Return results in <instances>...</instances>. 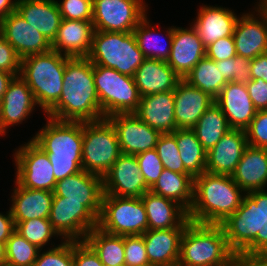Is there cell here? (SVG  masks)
Listing matches in <instances>:
<instances>
[{
    "label": "cell",
    "instance_id": "ba28073f",
    "mask_svg": "<svg viewBox=\"0 0 267 266\" xmlns=\"http://www.w3.org/2000/svg\"><path fill=\"white\" fill-rule=\"evenodd\" d=\"M121 154L115 128L107 118L83 122L84 171L103 177Z\"/></svg>",
    "mask_w": 267,
    "mask_h": 266
},
{
    "label": "cell",
    "instance_id": "ac0fdd59",
    "mask_svg": "<svg viewBox=\"0 0 267 266\" xmlns=\"http://www.w3.org/2000/svg\"><path fill=\"white\" fill-rule=\"evenodd\" d=\"M0 34L14 48L21 60L52 49L48 39L28 24L17 11L10 13L0 22Z\"/></svg>",
    "mask_w": 267,
    "mask_h": 266
},
{
    "label": "cell",
    "instance_id": "e0dca14e",
    "mask_svg": "<svg viewBox=\"0 0 267 266\" xmlns=\"http://www.w3.org/2000/svg\"><path fill=\"white\" fill-rule=\"evenodd\" d=\"M53 195L62 196L64 200L83 201V205L99 219L103 196L102 176L82 170L58 180Z\"/></svg>",
    "mask_w": 267,
    "mask_h": 266
},
{
    "label": "cell",
    "instance_id": "277c9868",
    "mask_svg": "<svg viewBox=\"0 0 267 266\" xmlns=\"http://www.w3.org/2000/svg\"><path fill=\"white\" fill-rule=\"evenodd\" d=\"M31 139L47 153L56 181L83 170V122L47 117L45 125Z\"/></svg>",
    "mask_w": 267,
    "mask_h": 266
},
{
    "label": "cell",
    "instance_id": "db71d44e",
    "mask_svg": "<svg viewBox=\"0 0 267 266\" xmlns=\"http://www.w3.org/2000/svg\"><path fill=\"white\" fill-rule=\"evenodd\" d=\"M251 78L263 79L267 82V53L251 59Z\"/></svg>",
    "mask_w": 267,
    "mask_h": 266
},
{
    "label": "cell",
    "instance_id": "6da1fadb",
    "mask_svg": "<svg viewBox=\"0 0 267 266\" xmlns=\"http://www.w3.org/2000/svg\"><path fill=\"white\" fill-rule=\"evenodd\" d=\"M266 217L231 175L203 172L194 177L190 221L228 225L248 238Z\"/></svg>",
    "mask_w": 267,
    "mask_h": 266
},
{
    "label": "cell",
    "instance_id": "11a10c76",
    "mask_svg": "<svg viewBox=\"0 0 267 266\" xmlns=\"http://www.w3.org/2000/svg\"><path fill=\"white\" fill-rule=\"evenodd\" d=\"M15 231V223L9 209L6 214L0 212V242L6 243Z\"/></svg>",
    "mask_w": 267,
    "mask_h": 266
},
{
    "label": "cell",
    "instance_id": "94428289",
    "mask_svg": "<svg viewBox=\"0 0 267 266\" xmlns=\"http://www.w3.org/2000/svg\"><path fill=\"white\" fill-rule=\"evenodd\" d=\"M258 4H256V6L259 8V9H262L266 14H267V1H259L257 2Z\"/></svg>",
    "mask_w": 267,
    "mask_h": 266
},
{
    "label": "cell",
    "instance_id": "f35d334b",
    "mask_svg": "<svg viewBox=\"0 0 267 266\" xmlns=\"http://www.w3.org/2000/svg\"><path fill=\"white\" fill-rule=\"evenodd\" d=\"M15 231L39 249H43L47 244H50L51 238L59 237L49 219L43 218L15 223Z\"/></svg>",
    "mask_w": 267,
    "mask_h": 266
},
{
    "label": "cell",
    "instance_id": "be15d7a7",
    "mask_svg": "<svg viewBox=\"0 0 267 266\" xmlns=\"http://www.w3.org/2000/svg\"><path fill=\"white\" fill-rule=\"evenodd\" d=\"M5 134H6V133L4 132V130L2 129V126H1V124H0V135H1V136H2V135L5 136Z\"/></svg>",
    "mask_w": 267,
    "mask_h": 266
},
{
    "label": "cell",
    "instance_id": "60d3db41",
    "mask_svg": "<svg viewBox=\"0 0 267 266\" xmlns=\"http://www.w3.org/2000/svg\"><path fill=\"white\" fill-rule=\"evenodd\" d=\"M51 245L52 248L46 251L39 250L34 266H73V240H61L57 246Z\"/></svg>",
    "mask_w": 267,
    "mask_h": 266
},
{
    "label": "cell",
    "instance_id": "e575fe53",
    "mask_svg": "<svg viewBox=\"0 0 267 266\" xmlns=\"http://www.w3.org/2000/svg\"><path fill=\"white\" fill-rule=\"evenodd\" d=\"M198 141L208 151L214 147L220 139L231 130L227 118L214 102L199 118L192 128Z\"/></svg>",
    "mask_w": 267,
    "mask_h": 266
},
{
    "label": "cell",
    "instance_id": "f6af8a7d",
    "mask_svg": "<svg viewBox=\"0 0 267 266\" xmlns=\"http://www.w3.org/2000/svg\"><path fill=\"white\" fill-rule=\"evenodd\" d=\"M62 19L92 21L93 0L57 1Z\"/></svg>",
    "mask_w": 267,
    "mask_h": 266
},
{
    "label": "cell",
    "instance_id": "836d02e7",
    "mask_svg": "<svg viewBox=\"0 0 267 266\" xmlns=\"http://www.w3.org/2000/svg\"><path fill=\"white\" fill-rule=\"evenodd\" d=\"M84 241L94 250L104 266H125L124 236L93 228Z\"/></svg>",
    "mask_w": 267,
    "mask_h": 266
},
{
    "label": "cell",
    "instance_id": "5bb4252c",
    "mask_svg": "<svg viewBox=\"0 0 267 266\" xmlns=\"http://www.w3.org/2000/svg\"><path fill=\"white\" fill-rule=\"evenodd\" d=\"M103 194L141 198L147 187L135 155L121 154L102 177Z\"/></svg>",
    "mask_w": 267,
    "mask_h": 266
},
{
    "label": "cell",
    "instance_id": "4fadbf2b",
    "mask_svg": "<svg viewBox=\"0 0 267 266\" xmlns=\"http://www.w3.org/2000/svg\"><path fill=\"white\" fill-rule=\"evenodd\" d=\"M231 176L267 215V148L248 146Z\"/></svg>",
    "mask_w": 267,
    "mask_h": 266
},
{
    "label": "cell",
    "instance_id": "91938a15",
    "mask_svg": "<svg viewBox=\"0 0 267 266\" xmlns=\"http://www.w3.org/2000/svg\"><path fill=\"white\" fill-rule=\"evenodd\" d=\"M0 266H6V243L0 242Z\"/></svg>",
    "mask_w": 267,
    "mask_h": 266
},
{
    "label": "cell",
    "instance_id": "c3c4849f",
    "mask_svg": "<svg viewBox=\"0 0 267 266\" xmlns=\"http://www.w3.org/2000/svg\"><path fill=\"white\" fill-rule=\"evenodd\" d=\"M236 55L233 36L218 39L206 47V56L214 61H222Z\"/></svg>",
    "mask_w": 267,
    "mask_h": 266
},
{
    "label": "cell",
    "instance_id": "2e32d148",
    "mask_svg": "<svg viewBox=\"0 0 267 266\" xmlns=\"http://www.w3.org/2000/svg\"><path fill=\"white\" fill-rule=\"evenodd\" d=\"M254 7L253 12L238 17L233 32L236 54L249 59L267 53V14Z\"/></svg>",
    "mask_w": 267,
    "mask_h": 266
},
{
    "label": "cell",
    "instance_id": "f907efd6",
    "mask_svg": "<svg viewBox=\"0 0 267 266\" xmlns=\"http://www.w3.org/2000/svg\"><path fill=\"white\" fill-rule=\"evenodd\" d=\"M246 86L255 108L267 110V82L263 79H251Z\"/></svg>",
    "mask_w": 267,
    "mask_h": 266
},
{
    "label": "cell",
    "instance_id": "5b68a950",
    "mask_svg": "<svg viewBox=\"0 0 267 266\" xmlns=\"http://www.w3.org/2000/svg\"><path fill=\"white\" fill-rule=\"evenodd\" d=\"M68 56L51 49L21 60L20 77L26 82L34 98L47 113L59 100L63 88V74Z\"/></svg>",
    "mask_w": 267,
    "mask_h": 266
},
{
    "label": "cell",
    "instance_id": "680465c9",
    "mask_svg": "<svg viewBox=\"0 0 267 266\" xmlns=\"http://www.w3.org/2000/svg\"><path fill=\"white\" fill-rule=\"evenodd\" d=\"M223 266H242V252L240 251L235 257H233Z\"/></svg>",
    "mask_w": 267,
    "mask_h": 266
},
{
    "label": "cell",
    "instance_id": "9f6ffc18",
    "mask_svg": "<svg viewBox=\"0 0 267 266\" xmlns=\"http://www.w3.org/2000/svg\"><path fill=\"white\" fill-rule=\"evenodd\" d=\"M17 0H0V22L10 13L15 12Z\"/></svg>",
    "mask_w": 267,
    "mask_h": 266
},
{
    "label": "cell",
    "instance_id": "484cf974",
    "mask_svg": "<svg viewBox=\"0 0 267 266\" xmlns=\"http://www.w3.org/2000/svg\"><path fill=\"white\" fill-rule=\"evenodd\" d=\"M93 32L92 21L62 19L52 49L70 58L87 57Z\"/></svg>",
    "mask_w": 267,
    "mask_h": 266
},
{
    "label": "cell",
    "instance_id": "4dcf8cb0",
    "mask_svg": "<svg viewBox=\"0 0 267 266\" xmlns=\"http://www.w3.org/2000/svg\"><path fill=\"white\" fill-rule=\"evenodd\" d=\"M148 218V230L178 228L188 212L177 202L147 191L142 197Z\"/></svg>",
    "mask_w": 267,
    "mask_h": 266
},
{
    "label": "cell",
    "instance_id": "f546056e",
    "mask_svg": "<svg viewBox=\"0 0 267 266\" xmlns=\"http://www.w3.org/2000/svg\"><path fill=\"white\" fill-rule=\"evenodd\" d=\"M14 182L16 186L13 188L10 206L14 223L37 218L49 219L53 192L24 188Z\"/></svg>",
    "mask_w": 267,
    "mask_h": 266
},
{
    "label": "cell",
    "instance_id": "7bdbcfd3",
    "mask_svg": "<svg viewBox=\"0 0 267 266\" xmlns=\"http://www.w3.org/2000/svg\"><path fill=\"white\" fill-rule=\"evenodd\" d=\"M141 175L147 187L150 189L158 180L164 169L156 150H148L135 155Z\"/></svg>",
    "mask_w": 267,
    "mask_h": 266
},
{
    "label": "cell",
    "instance_id": "b9f144b4",
    "mask_svg": "<svg viewBox=\"0 0 267 266\" xmlns=\"http://www.w3.org/2000/svg\"><path fill=\"white\" fill-rule=\"evenodd\" d=\"M221 75L227 82L248 83L251 78V59L236 55L235 57L217 61Z\"/></svg>",
    "mask_w": 267,
    "mask_h": 266
},
{
    "label": "cell",
    "instance_id": "f5cc1de1",
    "mask_svg": "<svg viewBox=\"0 0 267 266\" xmlns=\"http://www.w3.org/2000/svg\"><path fill=\"white\" fill-rule=\"evenodd\" d=\"M248 238L267 256V217Z\"/></svg>",
    "mask_w": 267,
    "mask_h": 266
},
{
    "label": "cell",
    "instance_id": "7dc6e473",
    "mask_svg": "<svg viewBox=\"0 0 267 266\" xmlns=\"http://www.w3.org/2000/svg\"><path fill=\"white\" fill-rule=\"evenodd\" d=\"M21 59L14 48L0 34V70L20 75Z\"/></svg>",
    "mask_w": 267,
    "mask_h": 266
},
{
    "label": "cell",
    "instance_id": "7c38bea8",
    "mask_svg": "<svg viewBox=\"0 0 267 266\" xmlns=\"http://www.w3.org/2000/svg\"><path fill=\"white\" fill-rule=\"evenodd\" d=\"M49 221L61 240L84 241L98 226V219L83 205V201L64 200L53 196Z\"/></svg>",
    "mask_w": 267,
    "mask_h": 266
},
{
    "label": "cell",
    "instance_id": "d6a6232c",
    "mask_svg": "<svg viewBox=\"0 0 267 266\" xmlns=\"http://www.w3.org/2000/svg\"><path fill=\"white\" fill-rule=\"evenodd\" d=\"M160 31L150 23L147 15L140 21V23L135 27L133 33L136 37L138 47L140 51L144 54L145 58L157 59L167 62L173 41L174 26H171L165 30L166 34L163 38L160 34H154ZM167 39L168 42L162 44ZM163 41V42H162Z\"/></svg>",
    "mask_w": 267,
    "mask_h": 266
},
{
    "label": "cell",
    "instance_id": "1f68e13d",
    "mask_svg": "<svg viewBox=\"0 0 267 266\" xmlns=\"http://www.w3.org/2000/svg\"><path fill=\"white\" fill-rule=\"evenodd\" d=\"M149 191L177 202L188 212L194 198V177L164 168Z\"/></svg>",
    "mask_w": 267,
    "mask_h": 266
},
{
    "label": "cell",
    "instance_id": "3957f363",
    "mask_svg": "<svg viewBox=\"0 0 267 266\" xmlns=\"http://www.w3.org/2000/svg\"><path fill=\"white\" fill-rule=\"evenodd\" d=\"M58 121L89 122L103 119L96 93L93 64L87 57L66 60L58 102L46 113Z\"/></svg>",
    "mask_w": 267,
    "mask_h": 266
},
{
    "label": "cell",
    "instance_id": "83f0119b",
    "mask_svg": "<svg viewBox=\"0 0 267 266\" xmlns=\"http://www.w3.org/2000/svg\"><path fill=\"white\" fill-rule=\"evenodd\" d=\"M20 16L52 43L62 17L57 0H17Z\"/></svg>",
    "mask_w": 267,
    "mask_h": 266
},
{
    "label": "cell",
    "instance_id": "74e56055",
    "mask_svg": "<svg viewBox=\"0 0 267 266\" xmlns=\"http://www.w3.org/2000/svg\"><path fill=\"white\" fill-rule=\"evenodd\" d=\"M39 250L14 231L6 241V266H34Z\"/></svg>",
    "mask_w": 267,
    "mask_h": 266
},
{
    "label": "cell",
    "instance_id": "ffe728a7",
    "mask_svg": "<svg viewBox=\"0 0 267 266\" xmlns=\"http://www.w3.org/2000/svg\"><path fill=\"white\" fill-rule=\"evenodd\" d=\"M247 147L245 130L231 129L207 151L206 172L232 175Z\"/></svg>",
    "mask_w": 267,
    "mask_h": 266
},
{
    "label": "cell",
    "instance_id": "816d5d0a",
    "mask_svg": "<svg viewBox=\"0 0 267 266\" xmlns=\"http://www.w3.org/2000/svg\"><path fill=\"white\" fill-rule=\"evenodd\" d=\"M240 251L253 266H267V256L249 238L243 240Z\"/></svg>",
    "mask_w": 267,
    "mask_h": 266
},
{
    "label": "cell",
    "instance_id": "7a4b0ae2",
    "mask_svg": "<svg viewBox=\"0 0 267 266\" xmlns=\"http://www.w3.org/2000/svg\"><path fill=\"white\" fill-rule=\"evenodd\" d=\"M246 237L224 224L190 221L180 241L178 266H223L235 257Z\"/></svg>",
    "mask_w": 267,
    "mask_h": 266
},
{
    "label": "cell",
    "instance_id": "8fae6325",
    "mask_svg": "<svg viewBox=\"0 0 267 266\" xmlns=\"http://www.w3.org/2000/svg\"><path fill=\"white\" fill-rule=\"evenodd\" d=\"M143 0H93V28L108 32H133L148 14Z\"/></svg>",
    "mask_w": 267,
    "mask_h": 266
},
{
    "label": "cell",
    "instance_id": "d590c367",
    "mask_svg": "<svg viewBox=\"0 0 267 266\" xmlns=\"http://www.w3.org/2000/svg\"><path fill=\"white\" fill-rule=\"evenodd\" d=\"M176 138L184 168L193 176L206 172L207 151L198 141L192 129H176L171 133Z\"/></svg>",
    "mask_w": 267,
    "mask_h": 266
},
{
    "label": "cell",
    "instance_id": "4316f807",
    "mask_svg": "<svg viewBox=\"0 0 267 266\" xmlns=\"http://www.w3.org/2000/svg\"><path fill=\"white\" fill-rule=\"evenodd\" d=\"M174 91L155 93L140 98L135 114L161 134L173 133L176 128Z\"/></svg>",
    "mask_w": 267,
    "mask_h": 266
},
{
    "label": "cell",
    "instance_id": "8d00e7d4",
    "mask_svg": "<svg viewBox=\"0 0 267 266\" xmlns=\"http://www.w3.org/2000/svg\"><path fill=\"white\" fill-rule=\"evenodd\" d=\"M183 80L201 89L214 100L228 83L221 75L220 64L207 56L203 57Z\"/></svg>",
    "mask_w": 267,
    "mask_h": 266
},
{
    "label": "cell",
    "instance_id": "44dd1931",
    "mask_svg": "<svg viewBox=\"0 0 267 266\" xmlns=\"http://www.w3.org/2000/svg\"><path fill=\"white\" fill-rule=\"evenodd\" d=\"M36 105L38 104L29 86L20 76H15L0 102V124L4 132L8 127L28 119Z\"/></svg>",
    "mask_w": 267,
    "mask_h": 266
},
{
    "label": "cell",
    "instance_id": "30bf717a",
    "mask_svg": "<svg viewBox=\"0 0 267 266\" xmlns=\"http://www.w3.org/2000/svg\"><path fill=\"white\" fill-rule=\"evenodd\" d=\"M15 150V181L22 187L53 192L57 181L47 153L32 139Z\"/></svg>",
    "mask_w": 267,
    "mask_h": 266
},
{
    "label": "cell",
    "instance_id": "8992f818",
    "mask_svg": "<svg viewBox=\"0 0 267 266\" xmlns=\"http://www.w3.org/2000/svg\"><path fill=\"white\" fill-rule=\"evenodd\" d=\"M87 58L93 65L112 68L132 77L146 59L133 32L98 30L93 32L92 46Z\"/></svg>",
    "mask_w": 267,
    "mask_h": 266
},
{
    "label": "cell",
    "instance_id": "681fc988",
    "mask_svg": "<svg viewBox=\"0 0 267 266\" xmlns=\"http://www.w3.org/2000/svg\"><path fill=\"white\" fill-rule=\"evenodd\" d=\"M73 266H104L85 241L73 240Z\"/></svg>",
    "mask_w": 267,
    "mask_h": 266
},
{
    "label": "cell",
    "instance_id": "d4e9b609",
    "mask_svg": "<svg viewBox=\"0 0 267 266\" xmlns=\"http://www.w3.org/2000/svg\"><path fill=\"white\" fill-rule=\"evenodd\" d=\"M238 17L239 15L229 8L202 5L191 25L197 31L203 45L208 47L218 39L233 36Z\"/></svg>",
    "mask_w": 267,
    "mask_h": 266
},
{
    "label": "cell",
    "instance_id": "9c48e42d",
    "mask_svg": "<svg viewBox=\"0 0 267 266\" xmlns=\"http://www.w3.org/2000/svg\"><path fill=\"white\" fill-rule=\"evenodd\" d=\"M97 227L112 235L144 234L148 230V218L142 199L103 194Z\"/></svg>",
    "mask_w": 267,
    "mask_h": 266
},
{
    "label": "cell",
    "instance_id": "52a82bcc",
    "mask_svg": "<svg viewBox=\"0 0 267 266\" xmlns=\"http://www.w3.org/2000/svg\"><path fill=\"white\" fill-rule=\"evenodd\" d=\"M93 77L102 115L135 113L140 98L134 78L112 68L93 65Z\"/></svg>",
    "mask_w": 267,
    "mask_h": 266
},
{
    "label": "cell",
    "instance_id": "9a60e30c",
    "mask_svg": "<svg viewBox=\"0 0 267 266\" xmlns=\"http://www.w3.org/2000/svg\"><path fill=\"white\" fill-rule=\"evenodd\" d=\"M122 154L137 155L153 150L161 133L143 122L135 113L110 115Z\"/></svg>",
    "mask_w": 267,
    "mask_h": 266
},
{
    "label": "cell",
    "instance_id": "ab89813d",
    "mask_svg": "<svg viewBox=\"0 0 267 266\" xmlns=\"http://www.w3.org/2000/svg\"><path fill=\"white\" fill-rule=\"evenodd\" d=\"M155 150L165 169L181 174H190L184 168L176 138L171 133L160 135Z\"/></svg>",
    "mask_w": 267,
    "mask_h": 266
},
{
    "label": "cell",
    "instance_id": "cb8c5ba5",
    "mask_svg": "<svg viewBox=\"0 0 267 266\" xmlns=\"http://www.w3.org/2000/svg\"><path fill=\"white\" fill-rule=\"evenodd\" d=\"M214 102L207 93L181 79L174 90L176 128L192 129Z\"/></svg>",
    "mask_w": 267,
    "mask_h": 266
},
{
    "label": "cell",
    "instance_id": "7402d4cb",
    "mask_svg": "<svg viewBox=\"0 0 267 266\" xmlns=\"http://www.w3.org/2000/svg\"><path fill=\"white\" fill-rule=\"evenodd\" d=\"M215 103L226 116L231 129L245 130L258 111L249 96L246 84L228 82L215 99Z\"/></svg>",
    "mask_w": 267,
    "mask_h": 266
},
{
    "label": "cell",
    "instance_id": "f1b7e54d",
    "mask_svg": "<svg viewBox=\"0 0 267 266\" xmlns=\"http://www.w3.org/2000/svg\"><path fill=\"white\" fill-rule=\"evenodd\" d=\"M133 78L141 97L174 91L181 80L167 62L149 58L138 67Z\"/></svg>",
    "mask_w": 267,
    "mask_h": 266
},
{
    "label": "cell",
    "instance_id": "603a6c76",
    "mask_svg": "<svg viewBox=\"0 0 267 266\" xmlns=\"http://www.w3.org/2000/svg\"><path fill=\"white\" fill-rule=\"evenodd\" d=\"M190 220L178 228L147 230L142 234L150 266H176L180 255L182 234Z\"/></svg>",
    "mask_w": 267,
    "mask_h": 266
},
{
    "label": "cell",
    "instance_id": "bcb514c9",
    "mask_svg": "<svg viewBox=\"0 0 267 266\" xmlns=\"http://www.w3.org/2000/svg\"><path fill=\"white\" fill-rule=\"evenodd\" d=\"M248 146L267 148V110H258L245 129Z\"/></svg>",
    "mask_w": 267,
    "mask_h": 266
},
{
    "label": "cell",
    "instance_id": "6f0895ef",
    "mask_svg": "<svg viewBox=\"0 0 267 266\" xmlns=\"http://www.w3.org/2000/svg\"><path fill=\"white\" fill-rule=\"evenodd\" d=\"M15 76V74L0 70V102L3 98L4 93L7 91L9 83Z\"/></svg>",
    "mask_w": 267,
    "mask_h": 266
},
{
    "label": "cell",
    "instance_id": "6125c7cd",
    "mask_svg": "<svg viewBox=\"0 0 267 266\" xmlns=\"http://www.w3.org/2000/svg\"><path fill=\"white\" fill-rule=\"evenodd\" d=\"M242 266H253L245 257V255L242 253Z\"/></svg>",
    "mask_w": 267,
    "mask_h": 266
},
{
    "label": "cell",
    "instance_id": "d6986e66",
    "mask_svg": "<svg viewBox=\"0 0 267 266\" xmlns=\"http://www.w3.org/2000/svg\"><path fill=\"white\" fill-rule=\"evenodd\" d=\"M205 56L206 47L192 25L189 28L174 26L172 47L167 64L181 79H184Z\"/></svg>",
    "mask_w": 267,
    "mask_h": 266
},
{
    "label": "cell",
    "instance_id": "ee69618b",
    "mask_svg": "<svg viewBox=\"0 0 267 266\" xmlns=\"http://www.w3.org/2000/svg\"><path fill=\"white\" fill-rule=\"evenodd\" d=\"M125 266H150L142 235L124 236Z\"/></svg>",
    "mask_w": 267,
    "mask_h": 266
}]
</instances>
